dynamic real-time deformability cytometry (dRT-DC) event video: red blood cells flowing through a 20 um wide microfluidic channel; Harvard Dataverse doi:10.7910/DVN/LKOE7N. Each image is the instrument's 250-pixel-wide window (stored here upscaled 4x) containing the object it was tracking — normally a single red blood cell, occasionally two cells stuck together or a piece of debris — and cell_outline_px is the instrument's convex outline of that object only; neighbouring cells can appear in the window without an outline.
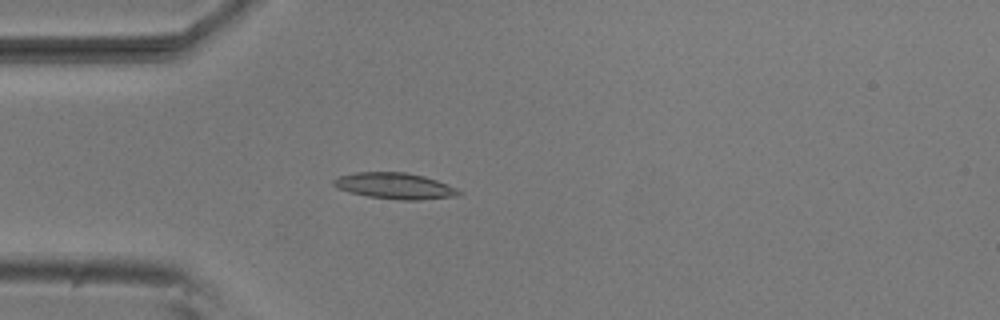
{"species": "common noctule bat (a hibernating species)", "species_latin": "Nyctalus noctula", "temperature_condition": "room temperature", "stored_images_in_passage": 3, "camera_frame_rate_fps": 3000, "um_per_image_px": 0.085, "animal": {"sex": "male", "body_mass_g": 20.5, "forearm_length_mm": 52.5}, "frame": {"image": 1, "passage_image": 3, "time_ms": 0.667, "image_size_px": [1000, 320], "cell_outline_px": [[464, 192], [460, 196], [420, 200], [404, 200], [368, 196], [348, 192], [336, 188], [332, 184], [332, 180], [336, 176], [356, 172], [404, 172], [424, 176], [436, 180], [456, 188]], "centroid_in_image_um": [33.54, 15.8], "position_along_channel_um": 51.5, "area_um2": 19.25}}